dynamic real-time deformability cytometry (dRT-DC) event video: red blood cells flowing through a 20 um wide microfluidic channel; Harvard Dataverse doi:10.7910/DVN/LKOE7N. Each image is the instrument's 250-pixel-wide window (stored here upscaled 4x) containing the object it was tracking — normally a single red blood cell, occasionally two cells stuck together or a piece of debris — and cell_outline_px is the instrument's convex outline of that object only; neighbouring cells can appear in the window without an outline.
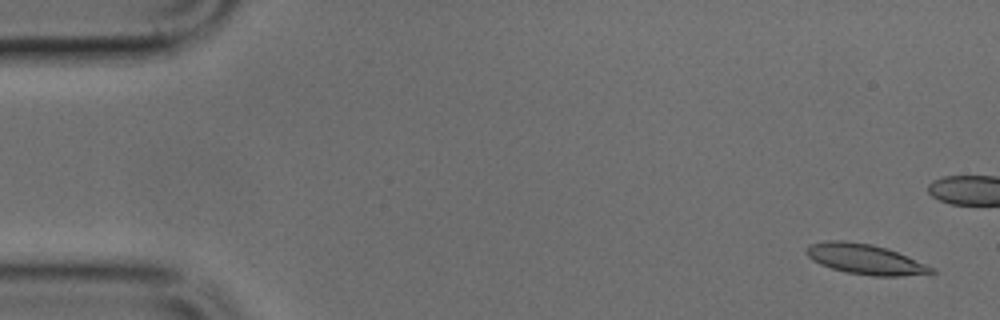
{"species": "common noctule bat (a hibernating species)", "species_latin": "Nyctalus noctula", "temperature_condition": "cold", "stored_images_in_passage": 50, "camera_frame_rate_fps": 3000, "um_per_image_px": 0.085, "animal": {"sex": "male", "body_mass_g": 17.9, "forearm_length_mm": 54.2}, "frame": {"image": 1, "passage_image": 2, "time_ms": 0.333, "image_size_px": [1000, 320], "cell_outline_px": [[936, 272], [900, 276], [872, 276], [844, 272], [820, 264], [812, 260], [804, 252], [804, 248], [808, 244], [824, 240], [844, 240], [872, 244], [896, 252], [936, 268]], "centroid_in_image_um": [73.46, 22.02], "position_along_channel_um": 11.5, "area_um2": 22.08}}
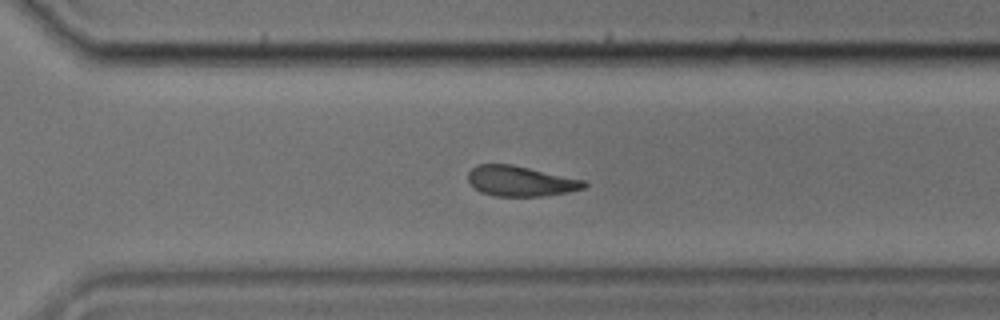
{"frame": {"image": 2, "passage_image": 34, "time_ms": 11.0, "image_size_px": [1000, 320], "cell_outline_px": [[588, 184], [584, 188], [568, 192], [540, 196], [496, 196], [480, 192], [468, 180], [468, 172], [476, 164], [512, 164], [584, 180]], "centroid_in_image_um": [44.23, 15.39], "position_along_channel_um": 326.4, "area_um2": 20.35}}
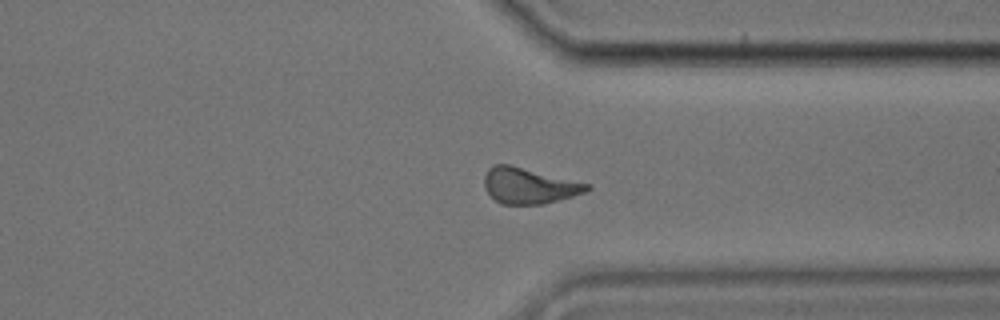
{"frame": {"image": 3, "passage_image": 37, "time_ms": 12.0, "image_size_px": [1000, 320], "cell_outline_px": [[592, 188], [584, 192], [572, 196], [544, 204], [500, 204], [484, 188], [484, 176], [488, 168], [492, 164], [508, 164], [592, 184]], "centroid_in_image_um": [44.96, 15.78], "position_along_channel_um": 366.4, "area_um2": 21.44}}